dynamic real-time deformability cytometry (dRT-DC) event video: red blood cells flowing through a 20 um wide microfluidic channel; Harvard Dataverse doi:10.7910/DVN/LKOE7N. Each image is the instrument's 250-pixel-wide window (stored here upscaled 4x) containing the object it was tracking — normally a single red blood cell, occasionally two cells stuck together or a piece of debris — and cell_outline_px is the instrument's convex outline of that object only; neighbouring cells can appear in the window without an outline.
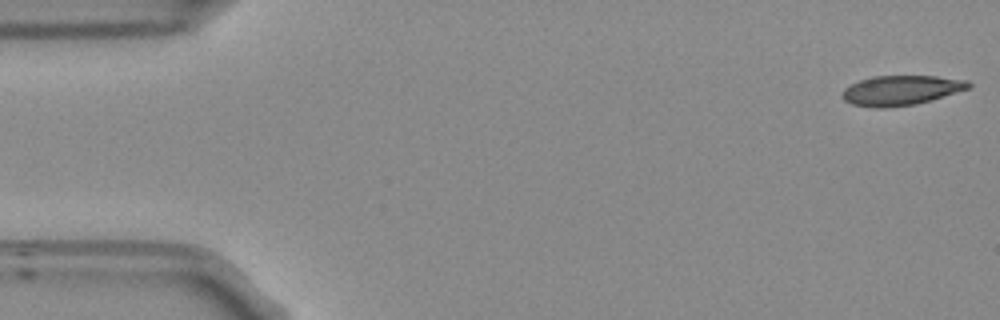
{"species": "Egyptian fruit bat (a non-hibernating species)", "species_latin": "Rousettus aegyptiacus", "temperature_condition": "room temperature", "stored_images_in_passage": 53, "camera_frame_rate_fps": 3000, "um_per_image_px": 0.085, "frame": {"image": 1, "passage_image": 1, "time_ms": 0.0, "image_size_px": [1000, 320], "cell_outline_px": [[972, 88], [932, 100], [916, 104], [884, 108], [876, 108], [852, 104], [844, 100], [840, 96], [844, 88], [860, 80], [872, 76], [936, 76], [968, 80], [972, 84]], "centroid_in_image_um": [76.62, 7.68], "position_along_channel_um": 8.4, "area_um2": 22.14}}
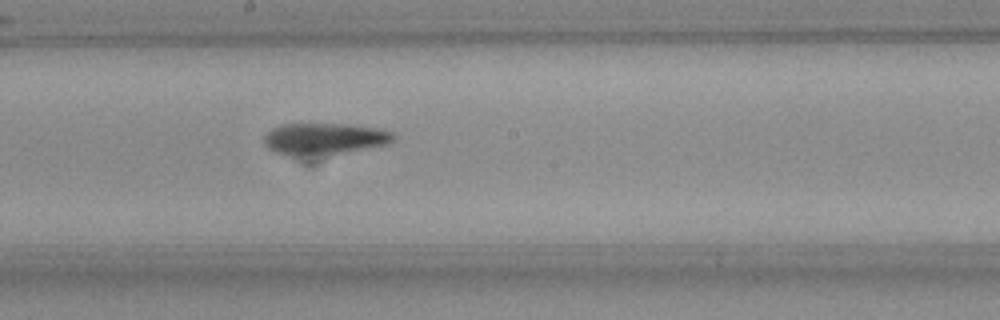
{"frame": {"image": 2, "passage_image": 28, "time_ms": 9.0, "image_size_px": [1000, 320], "cell_outline_px": [[396, 136], [388, 144], [368, 148], [340, 152], [296, 156], [292, 156], [276, 152], [268, 148], [264, 144], [264, 136], [272, 128], [280, 124], [300, 120], [308, 120], [344, 124], [376, 128], [392, 132]], "centroid_in_image_um": [27.48, 11.72], "position_along_channel_um": 220.7, "area_um2": 24.45}}
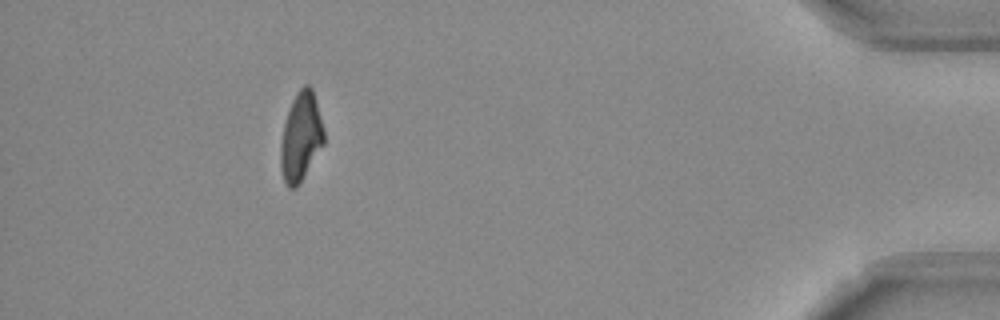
{"frame": {"image": 3, "passage_image": 48, "time_ms": 15.667, "image_size_px": [1000, 320], "cell_outline_px": [[324, 144], [296, 188], [288, 188], [284, 184], [280, 164], [280, 144], [284, 124], [292, 100], [296, 92], [304, 84], [308, 84], [312, 88], [316, 100], [324, 128]], "centroid_in_image_um": [25.57, 11.63], "position_along_channel_um": 409.6, "area_um2": 22.43}, "authors_computed_cell_mechanics": {"area_um2": 23.12, "velocity_mm_per_s": 3.7577, "shape_relaxation_time_tau1_ms": 7.2093, "shape_relaxation_time_tau2_ms": 3.4211, "deformation_change_tau1": 0.2239, "deformation_change_tau2": 0.1388}}